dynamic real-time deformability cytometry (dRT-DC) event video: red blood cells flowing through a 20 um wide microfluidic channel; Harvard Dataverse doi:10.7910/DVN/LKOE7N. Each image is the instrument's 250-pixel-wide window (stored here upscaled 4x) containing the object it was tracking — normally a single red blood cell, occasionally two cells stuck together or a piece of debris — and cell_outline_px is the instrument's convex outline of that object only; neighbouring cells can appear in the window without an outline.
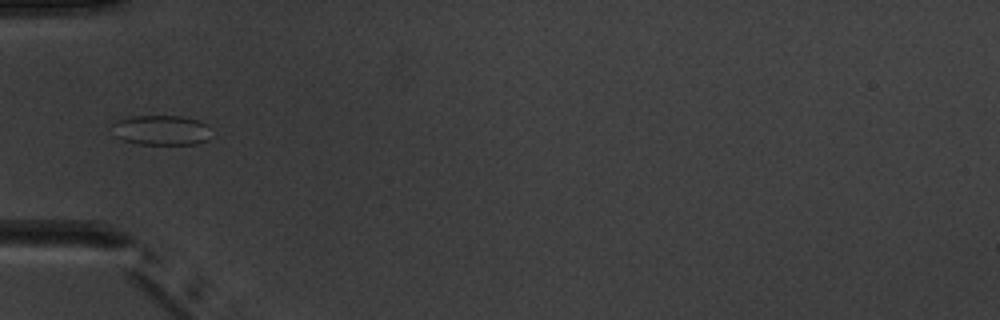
{"species": "common noctule bat (a hibernating species)", "species_latin": "Nyctalus noctula", "temperature_condition": "warm", "stored_images_in_passage": 6, "camera_frame_rate_fps": 3000, "um_per_image_px": 0.085, "animal": {"sex": "male", "body_mass_g": 20.1, "forearm_length_mm": 53.5}, "frame": {"image": 1, "passage_image": 6, "time_ms": 5.667, "image_size_px": [1000, 320], "cell_outline_px": [[208, 140], [200, 144], [136, 144], [124, 140], [116, 136], [112, 124], [116, 120], [132, 116], [180, 116], [196, 120], [208, 124]], "centroid_in_image_um": [13.7, 11.07], "position_along_channel_um": 71.3, "area_um2": 17.22}}